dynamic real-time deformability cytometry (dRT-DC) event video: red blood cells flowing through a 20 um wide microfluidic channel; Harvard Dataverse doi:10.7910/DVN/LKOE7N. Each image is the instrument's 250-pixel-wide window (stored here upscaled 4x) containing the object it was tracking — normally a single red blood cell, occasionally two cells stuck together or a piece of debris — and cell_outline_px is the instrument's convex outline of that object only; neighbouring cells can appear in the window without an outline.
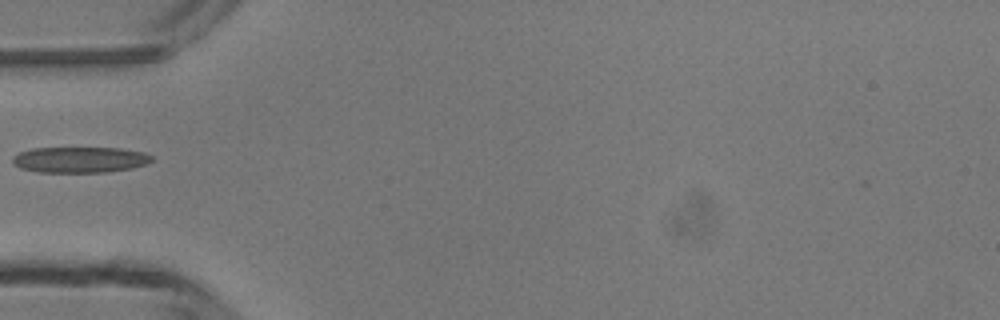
{"species": "common noctule bat (a hibernating species)", "species_latin": "Nyctalus noctula", "temperature_condition": "room temperature", "stored_images_in_passage": 1, "camera_frame_rate_fps": 3000, "um_per_image_px": 0.085, "animal": {"sex": "male", "body_mass_g": 13.3}, "frame": {"image": 1, "passage_image": 1, "time_ms": 0.0, "image_size_px": [1000, 320], "cell_outline_px": [[152, 160], [148, 164], [132, 168], [108, 172], [40, 172], [20, 168], [12, 164], [12, 156], [20, 152], [32, 148], [120, 148], [144, 152], [152, 156]], "centroid_in_image_um": [6.79, 13.57], "position_along_channel_um": 78.2, "area_um2": 21.1}}